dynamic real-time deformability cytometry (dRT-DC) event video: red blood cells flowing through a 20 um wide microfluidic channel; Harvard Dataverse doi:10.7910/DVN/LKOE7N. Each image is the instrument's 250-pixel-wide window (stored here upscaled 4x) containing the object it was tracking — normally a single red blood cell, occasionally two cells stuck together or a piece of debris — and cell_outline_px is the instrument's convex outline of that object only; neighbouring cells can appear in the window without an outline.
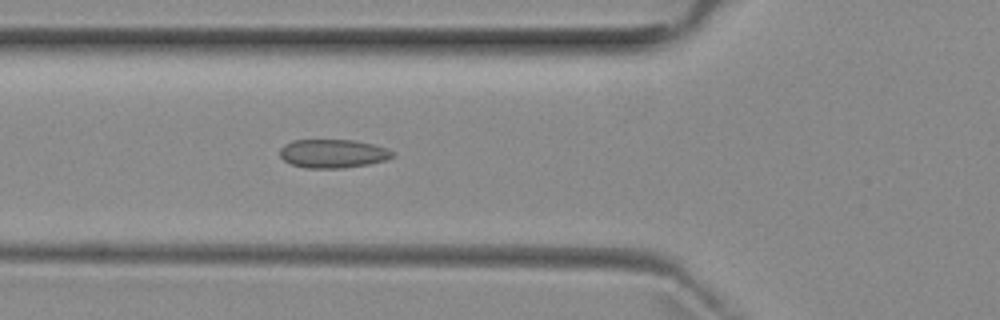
{"species": "common noctule bat (a hibernating species)", "species_latin": "Nyctalus noctula", "temperature_condition": "room temperature", "stored_images_in_passage": 6, "camera_frame_rate_fps": 3000, "um_per_image_px": 0.085, "animal": {"sex": "female", "body_mass_g": 29.2, "forearm_length_mm": 56.3}, "frame": {"image": 1, "passage_image": 6, "time_ms": 5.667, "image_size_px": [1000, 320], "cell_outline_px": [[392, 156], [384, 160], [368, 164], [344, 168], [304, 168], [292, 164], [284, 160], [280, 156], [280, 148], [284, 144], [292, 140], [352, 140], [372, 144], [384, 148], [392, 152]], "centroid_in_image_um": [28.22, 13.05], "position_along_channel_um": 97.6, "area_um2": 18.55}}